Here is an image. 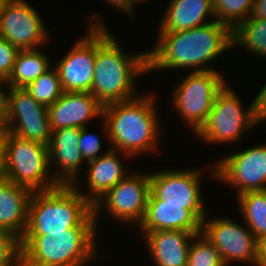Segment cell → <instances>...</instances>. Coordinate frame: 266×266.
I'll return each instance as SVG.
<instances>
[{
  "label": "cell",
  "mask_w": 266,
  "mask_h": 266,
  "mask_svg": "<svg viewBox=\"0 0 266 266\" xmlns=\"http://www.w3.org/2000/svg\"><path fill=\"white\" fill-rule=\"evenodd\" d=\"M20 50L0 36V76L8 79Z\"/></svg>",
  "instance_id": "cell-31"
},
{
  "label": "cell",
  "mask_w": 266,
  "mask_h": 266,
  "mask_svg": "<svg viewBox=\"0 0 266 266\" xmlns=\"http://www.w3.org/2000/svg\"><path fill=\"white\" fill-rule=\"evenodd\" d=\"M149 195V172L131 171V174L129 173L92 205L96 224L98 225V215H101L99 212L105 209L114 221L128 225L135 223L138 227L144 218Z\"/></svg>",
  "instance_id": "cell-9"
},
{
  "label": "cell",
  "mask_w": 266,
  "mask_h": 266,
  "mask_svg": "<svg viewBox=\"0 0 266 266\" xmlns=\"http://www.w3.org/2000/svg\"><path fill=\"white\" fill-rule=\"evenodd\" d=\"M141 232L181 230L200 234L201 222L186 205L162 204L151 192L142 222L137 227Z\"/></svg>",
  "instance_id": "cell-19"
},
{
  "label": "cell",
  "mask_w": 266,
  "mask_h": 266,
  "mask_svg": "<svg viewBox=\"0 0 266 266\" xmlns=\"http://www.w3.org/2000/svg\"><path fill=\"white\" fill-rule=\"evenodd\" d=\"M156 266H187L189 248L196 235L189 231L141 232Z\"/></svg>",
  "instance_id": "cell-20"
},
{
  "label": "cell",
  "mask_w": 266,
  "mask_h": 266,
  "mask_svg": "<svg viewBox=\"0 0 266 266\" xmlns=\"http://www.w3.org/2000/svg\"><path fill=\"white\" fill-rule=\"evenodd\" d=\"M207 217L201 222L200 233L219 250L225 266L235 261L259 266L258 239L246 224L226 217Z\"/></svg>",
  "instance_id": "cell-11"
},
{
  "label": "cell",
  "mask_w": 266,
  "mask_h": 266,
  "mask_svg": "<svg viewBox=\"0 0 266 266\" xmlns=\"http://www.w3.org/2000/svg\"><path fill=\"white\" fill-rule=\"evenodd\" d=\"M187 266H225L219 250L200 233L193 237Z\"/></svg>",
  "instance_id": "cell-28"
},
{
  "label": "cell",
  "mask_w": 266,
  "mask_h": 266,
  "mask_svg": "<svg viewBox=\"0 0 266 266\" xmlns=\"http://www.w3.org/2000/svg\"><path fill=\"white\" fill-rule=\"evenodd\" d=\"M105 3H108L109 5H112L113 8H115L116 10H122L121 12L123 14H126L127 16H135L134 13V7H136L135 5H138V1L137 0H105Z\"/></svg>",
  "instance_id": "cell-33"
},
{
  "label": "cell",
  "mask_w": 266,
  "mask_h": 266,
  "mask_svg": "<svg viewBox=\"0 0 266 266\" xmlns=\"http://www.w3.org/2000/svg\"><path fill=\"white\" fill-rule=\"evenodd\" d=\"M239 211L253 235L259 240L266 235V190L236 196Z\"/></svg>",
  "instance_id": "cell-24"
},
{
  "label": "cell",
  "mask_w": 266,
  "mask_h": 266,
  "mask_svg": "<svg viewBox=\"0 0 266 266\" xmlns=\"http://www.w3.org/2000/svg\"><path fill=\"white\" fill-rule=\"evenodd\" d=\"M157 35L153 49L147 50L149 73L174 68H188L190 72L215 70L209 63L233 47L232 29L216 20L185 31Z\"/></svg>",
  "instance_id": "cell-1"
},
{
  "label": "cell",
  "mask_w": 266,
  "mask_h": 266,
  "mask_svg": "<svg viewBox=\"0 0 266 266\" xmlns=\"http://www.w3.org/2000/svg\"><path fill=\"white\" fill-rule=\"evenodd\" d=\"M25 89L39 104L47 108L54 104L63 93L60 77L54 65L30 82Z\"/></svg>",
  "instance_id": "cell-26"
},
{
  "label": "cell",
  "mask_w": 266,
  "mask_h": 266,
  "mask_svg": "<svg viewBox=\"0 0 266 266\" xmlns=\"http://www.w3.org/2000/svg\"><path fill=\"white\" fill-rule=\"evenodd\" d=\"M75 226H97L92 205L73 185L32 192L24 235L65 232Z\"/></svg>",
  "instance_id": "cell-4"
},
{
  "label": "cell",
  "mask_w": 266,
  "mask_h": 266,
  "mask_svg": "<svg viewBox=\"0 0 266 266\" xmlns=\"http://www.w3.org/2000/svg\"><path fill=\"white\" fill-rule=\"evenodd\" d=\"M107 28L96 27L94 79L90 91L103 107L137 97L135 81L139 75L148 73L147 51L124 52Z\"/></svg>",
  "instance_id": "cell-3"
},
{
  "label": "cell",
  "mask_w": 266,
  "mask_h": 266,
  "mask_svg": "<svg viewBox=\"0 0 266 266\" xmlns=\"http://www.w3.org/2000/svg\"><path fill=\"white\" fill-rule=\"evenodd\" d=\"M41 18L27 1L6 0L0 11V36L19 50L39 49L49 39Z\"/></svg>",
  "instance_id": "cell-15"
},
{
  "label": "cell",
  "mask_w": 266,
  "mask_h": 266,
  "mask_svg": "<svg viewBox=\"0 0 266 266\" xmlns=\"http://www.w3.org/2000/svg\"><path fill=\"white\" fill-rule=\"evenodd\" d=\"M4 124L9 133L19 138L50 144L48 108L39 104L25 88H9Z\"/></svg>",
  "instance_id": "cell-14"
},
{
  "label": "cell",
  "mask_w": 266,
  "mask_h": 266,
  "mask_svg": "<svg viewBox=\"0 0 266 266\" xmlns=\"http://www.w3.org/2000/svg\"><path fill=\"white\" fill-rule=\"evenodd\" d=\"M122 158H121V157ZM132 158L130 155L110 149L104 155H101L95 160L89 161L87 172V193L79 188L78 184L73 186L78 192L93 205L99 198H101L107 191L113 188L118 182L123 180L130 172L123 166L122 160L124 158ZM81 190V191H80Z\"/></svg>",
  "instance_id": "cell-18"
},
{
  "label": "cell",
  "mask_w": 266,
  "mask_h": 266,
  "mask_svg": "<svg viewBox=\"0 0 266 266\" xmlns=\"http://www.w3.org/2000/svg\"><path fill=\"white\" fill-rule=\"evenodd\" d=\"M232 89L226 83L217 93L207 121L195 134L209 145L240 141L241 136L257 125L253 101L246 110L243 109L242 101Z\"/></svg>",
  "instance_id": "cell-7"
},
{
  "label": "cell",
  "mask_w": 266,
  "mask_h": 266,
  "mask_svg": "<svg viewBox=\"0 0 266 266\" xmlns=\"http://www.w3.org/2000/svg\"><path fill=\"white\" fill-rule=\"evenodd\" d=\"M205 170L168 168L149 172L150 192L162 200V204L186 205V209L202 222L207 216L201 190V178Z\"/></svg>",
  "instance_id": "cell-12"
},
{
  "label": "cell",
  "mask_w": 266,
  "mask_h": 266,
  "mask_svg": "<svg viewBox=\"0 0 266 266\" xmlns=\"http://www.w3.org/2000/svg\"><path fill=\"white\" fill-rule=\"evenodd\" d=\"M49 59L48 55L39 49L20 50L7 79L9 88H25L53 65Z\"/></svg>",
  "instance_id": "cell-23"
},
{
  "label": "cell",
  "mask_w": 266,
  "mask_h": 266,
  "mask_svg": "<svg viewBox=\"0 0 266 266\" xmlns=\"http://www.w3.org/2000/svg\"><path fill=\"white\" fill-rule=\"evenodd\" d=\"M259 244V266H266V235L258 240Z\"/></svg>",
  "instance_id": "cell-37"
},
{
  "label": "cell",
  "mask_w": 266,
  "mask_h": 266,
  "mask_svg": "<svg viewBox=\"0 0 266 266\" xmlns=\"http://www.w3.org/2000/svg\"><path fill=\"white\" fill-rule=\"evenodd\" d=\"M254 117L257 125L266 122V83L253 100Z\"/></svg>",
  "instance_id": "cell-32"
},
{
  "label": "cell",
  "mask_w": 266,
  "mask_h": 266,
  "mask_svg": "<svg viewBox=\"0 0 266 266\" xmlns=\"http://www.w3.org/2000/svg\"><path fill=\"white\" fill-rule=\"evenodd\" d=\"M32 191L0 176V231L21 239L28 224V205Z\"/></svg>",
  "instance_id": "cell-21"
},
{
  "label": "cell",
  "mask_w": 266,
  "mask_h": 266,
  "mask_svg": "<svg viewBox=\"0 0 266 266\" xmlns=\"http://www.w3.org/2000/svg\"><path fill=\"white\" fill-rule=\"evenodd\" d=\"M80 130L78 127H68L52 131L48 146L49 165L51 169L55 163L51 173L59 185H73L80 182L79 172L84 162L78 148Z\"/></svg>",
  "instance_id": "cell-16"
},
{
  "label": "cell",
  "mask_w": 266,
  "mask_h": 266,
  "mask_svg": "<svg viewBox=\"0 0 266 266\" xmlns=\"http://www.w3.org/2000/svg\"><path fill=\"white\" fill-rule=\"evenodd\" d=\"M5 1H6V0H0V11H1V9H2L3 4H4Z\"/></svg>",
  "instance_id": "cell-38"
},
{
  "label": "cell",
  "mask_w": 266,
  "mask_h": 266,
  "mask_svg": "<svg viewBox=\"0 0 266 266\" xmlns=\"http://www.w3.org/2000/svg\"><path fill=\"white\" fill-rule=\"evenodd\" d=\"M254 0H213L216 21L232 30L250 17Z\"/></svg>",
  "instance_id": "cell-27"
},
{
  "label": "cell",
  "mask_w": 266,
  "mask_h": 266,
  "mask_svg": "<svg viewBox=\"0 0 266 266\" xmlns=\"http://www.w3.org/2000/svg\"><path fill=\"white\" fill-rule=\"evenodd\" d=\"M164 12L157 33L185 31L216 20L213 0H170Z\"/></svg>",
  "instance_id": "cell-22"
},
{
  "label": "cell",
  "mask_w": 266,
  "mask_h": 266,
  "mask_svg": "<svg viewBox=\"0 0 266 266\" xmlns=\"http://www.w3.org/2000/svg\"><path fill=\"white\" fill-rule=\"evenodd\" d=\"M8 87L6 90L1 86ZM9 84L7 79L0 76V122H4L7 114V102H8Z\"/></svg>",
  "instance_id": "cell-34"
},
{
  "label": "cell",
  "mask_w": 266,
  "mask_h": 266,
  "mask_svg": "<svg viewBox=\"0 0 266 266\" xmlns=\"http://www.w3.org/2000/svg\"><path fill=\"white\" fill-rule=\"evenodd\" d=\"M88 129V127L81 128L78 144V148L83 157V160L85 161L86 159L85 162L95 160L111 149V147L108 146L107 150L104 151V153L102 152V154H99V152L103 150V145L100 141V138L96 134L89 132Z\"/></svg>",
  "instance_id": "cell-30"
},
{
  "label": "cell",
  "mask_w": 266,
  "mask_h": 266,
  "mask_svg": "<svg viewBox=\"0 0 266 266\" xmlns=\"http://www.w3.org/2000/svg\"><path fill=\"white\" fill-rule=\"evenodd\" d=\"M98 226H75L65 232L24 235L22 266H87L99 253Z\"/></svg>",
  "instance_id": "cell-5"
},
{
  "label": "cell",
  "mask_w": 266,
  "mask_h": 266,
  "mask_svg": "<svg viewBox=\"0 0 266 266\" xmlns=\"http://www.w3.org/2000/svg\"><path fill=\"white\" fill-rule=\"evenodd\" d=\"M89 17L92 21L88 23L86 35L76 40L54 66L60 77L63 92L91 91L96 57V27L107 26L99 14L93 13V16Z\"/></svg>",
  "instance_id": "cell-13"
},
{
  "label": "cell",
  "mask_w": 266,
  "mask_h": 266,
  "mask_svg": "<svg viewBox=\"0 0 266 266\" xmlns=\"http://www.w3.org/2000/svg\"><path fill=\"white\" fill-rule=\"evenodd\" d=\"M0 266H22L21 239L0 231Z\"/></svg>",
  "instance_id": "cell-29"
},
{
  "label": "cell",
  "mask_w": 266,
  "mask_h": 266,
  "mask_svg": "<svg viewBox=\"0 0 266 266\" xmlns=\"http://www.w3.org/2000/svg\"><path fill=\"white\" fill-rule=\"evenodd\" d=\"M250 17L266 19V0H254Z\"/></svg>",
  "instance_id": "cell-36"
},
{
  "label": "cell",
  "mask_w": 266,
  "mask_h": 266,
  "mask_svg": "<svg viewBox=\"0 0 266 266\" xmlns=\"http://www.w3.org/2000/svg\"><path fill=\"white\" fill-rule=\"evenodd\" d=\"M156 97L152 93H145L103 107L102 127L104 125L105 139H108L111 149L126 153L132 158L157 152L162 126L157 113Z\"/></svg>",
  "instance_id": "cell-2"
},
{
  "label": "cell",
  "mask_w": 266,
  "mask_h": 266,
  "mask_svg": "<svg viewBox=\"0 0 266 266\" xmlns=\"http://www.w3.org/2000/svg\"><path fill=\"white\" fill-rule=\"evenodd\" d=\"M233 46L266 58V19L248 17L232 30ZM258 55V56H257Z\"/></svg>",
  "instance_id": "cell-25"
},
{
  "label": "cell",
  "mask_w": 266,
  "mask_h": 266,
  "mask_svg": "<svg viewBox=\"0 0 266 266\" xmlns=\"http://www.w3.org/2000/svg\"><path fill=\"white\" fill-rule=\"evenodd\" d=\"M102 110L103 106L90 92H63L48 107L51 131L68 127H88V121L94 117L102 118Z\"/></svg>",
  "instance_id": "cell-17"
},
{
  "label": "cell",
  "mask_w": 266,
  "mask_h": 266,
  "mask_svg": "<svg viewBox=\"0 0 266 266\" xmlns=\"http://www.w3.org/2000/svg\"><path fill=\"white\" fill-rule=\"evenodd\" d=\"M1 176L17 185L35 191L59 186L49 165L48 146L9 133L5 143V159Z\"/></svg>",
  "instance_id": "cell-6"
},
{
  "label": "cell",
  "mask_w": 266,
  "mask_h": 266,
  "mask_svg": "<svg viewBox=\"0 0 266 266\" xmlns=\"http://www.w3.org/2000/svg\"><path fill=\"white\" fill-rule=\"evenodd\" d=\"M9 131L5 126L4 122H0V176L2 174V169L4 166V159H5V143Z\"/></svg>",
  "instance_id": "cell-35"
},
{
  "label": "cell",
  "mask_w": 266,
  "mask_h": 266,
  "mask_svg": "<svg viewBox=\"0 0 266 266\" xmlns=\"http://www.w3.org/2000/svg\"><path fill=\"white\" fill-rule=\"evenodd\" d=\"M217 70L188 72L175 90H172V107L195 135L208 119L217 93L226 79Z\"/></svg>",
  "instance_id": "cell-8"
},
{
  "label": "cell",
  "mask_w": 266,
  "mask_h": 266,
  "mask_svg": "<svg viewBox=\"0 0 266 266\" xmlns=\"http://www.w3.org/2000/svg\"><path fill=\"white\" fill-rule=\"evenodd\" d=\"M215 165V166H214ZM212 177L236 189V196L266 190V144L234 151L214 164Z\"/></svg>",
  "instance_id": "cell-10"
},
{
  "label": "cell",
  "mask_w": 266,
  "mask_h": 266,
  "mask_svg": "<svg viewBox=\"0 0 266 266\" xmlns=\"http://www.w3.org/2000/svg\"><path fill=\"white\" fill-rule=\"evenodd\" d=\"M137 1H138V3H143V2H145L147 0H137Z\"/></svg>",
  "instance_id": "cell-39"
}]
</instances>
